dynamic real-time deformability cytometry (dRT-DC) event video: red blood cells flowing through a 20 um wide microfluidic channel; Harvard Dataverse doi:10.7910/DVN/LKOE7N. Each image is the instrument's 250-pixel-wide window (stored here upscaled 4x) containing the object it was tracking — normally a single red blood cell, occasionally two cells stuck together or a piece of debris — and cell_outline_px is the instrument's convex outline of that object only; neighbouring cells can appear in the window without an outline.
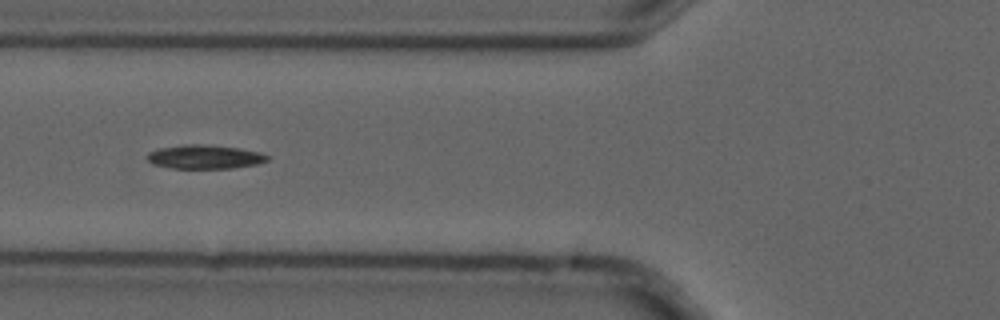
{"species": "common noctule bat (a hibernating species)", "species_latin": "Nyctalus noctula", "temperature_condition": "cold", "stored_images_in_passage": 7, "camera_frame_rate_fps": 3000, "um_per_image_px": 0.085, "animal": {"sex": "male", "forearm_length_mm": 52.5}, "frame": {"image": 1, "passage_image": 5, "time_ms": 1.333, "image_size_px": [1000, 320], "cell_outline_px": [[268, 160], [256, 164], [232, 168], [172, 168], [152, 164], [148, 160], [148, 152], [160, 148], [184, 144], [204, 144], [240, 148], [260, 152], [268, 156]], "centroid_in_image_um": [17.39, 13.32], "position_along_channel_um": 108.4, "area_um2": 16.65}}
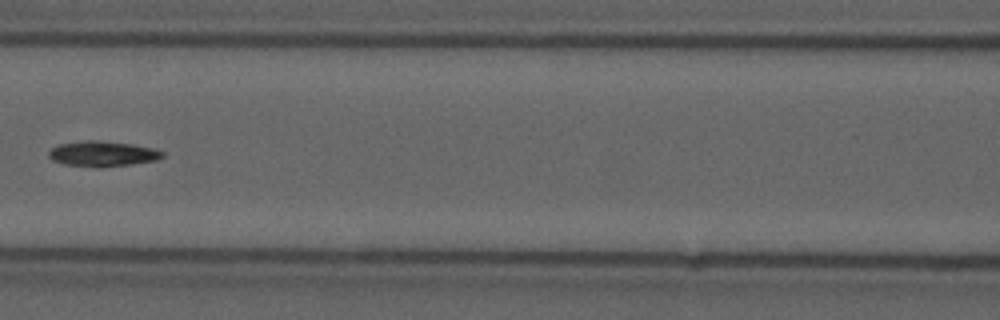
{"frame": {"image": 2, "passage_image": 6, "time_ms": 1.667, "image_size_px": [1000, 320], "cell_outline_px": [[164, 156], [156, 160], [132, 164], [64, 164], [52, 160], [48, 156], [48, 152], [52, 148], [60, 144], [84, 140], [96, 140], [132, 144], [152, 148], [164, 152]], "centroid_in_image_um": [8.73, 13.02], "position_along_channel_um": 157.9, "area_um2": 15.84}}
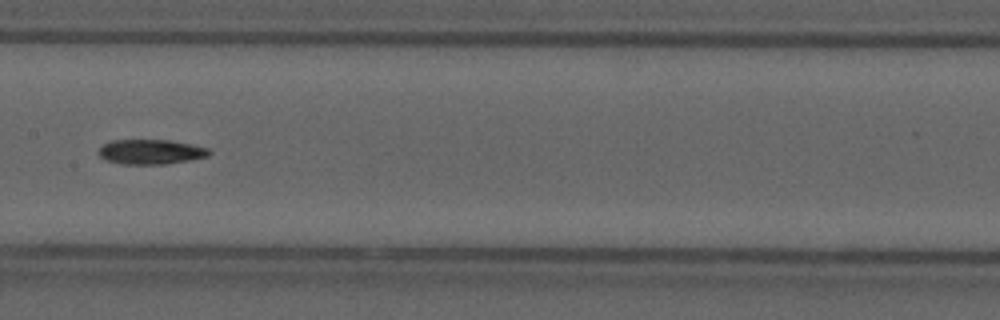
{"frame": {"image": 3, "passage_image": 7, "time_ms": 2.0, "image_size_px": [1000, 320], "cell_outline_px": [[212, 152], [208, 156], [192, 160], [164, 164], [120, 164], [104, 160], [96, 152], [104, 144], [112, 140], [172, 140], [192, 144], [208, 148]], "centroid_in_image_um": [12.82, 12.91], "position_along_channel_um": 194.6, "area_um2": 16.18}}